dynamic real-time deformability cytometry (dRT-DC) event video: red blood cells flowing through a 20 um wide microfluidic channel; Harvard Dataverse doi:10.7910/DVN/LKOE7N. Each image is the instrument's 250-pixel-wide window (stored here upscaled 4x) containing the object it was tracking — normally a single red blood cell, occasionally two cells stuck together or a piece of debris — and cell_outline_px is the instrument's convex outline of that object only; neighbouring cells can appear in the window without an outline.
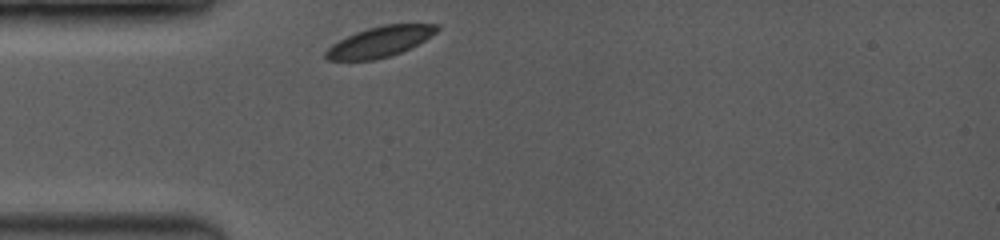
{"species": "common noctule bat (a hibernating species)", "species_latin": "Nyctalus noctula", "temperature_condition": "room temperature", "stored_images_in_passage": 34, "camera_frame_rate_fps": 3500, "um_per_image_px": 0.085, "animal": {"sex": "female", "body_mass_g": 19.0, "forearm_length_mm": 53.3}, "frame": {"image": 1, "passage_image": 1, "time_ms": 0.0, "image_size_px": [1000, 240], "cell_outline_px": [[440, 28], [436, 32], [424, 40], [400, 52], [388, 56], [372, 60], [328, 60], [324, 56], [324, 52], [332, 44], [356, 32], [368, 28], [384, 24], [440, 24]], "centroid_in_image_um": [32.27, 3.54], "position_along_channel_um": 52.7, "area_um2": 19.42}}
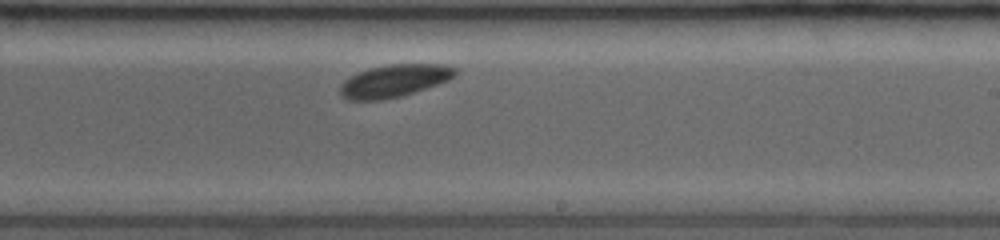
{"frame": {"image": 2, "passage_image": 20, "time_ms": 5.429, "image_size_px": [1000, 240], "cell_outline_px": [[460, 72], [448, 80], [400, 96], [384, 100], [348, 100], [340, 92], [340, 84], [344, 80], [368, 68], [388, 64], [444, 64], [456, 68]], "centroid_in_image_um": [33.52, 6.85], "position_along_channel_um": 255.5, "area_um2": 21.62}}
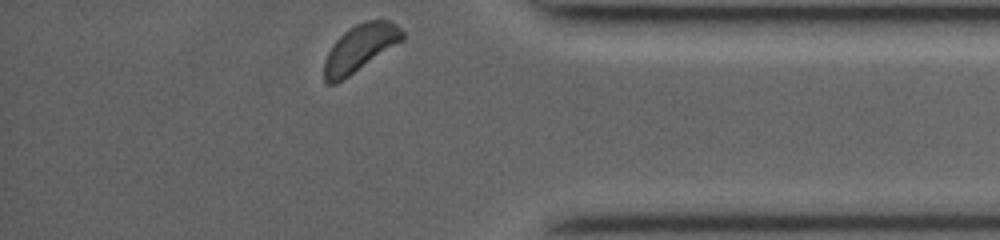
{"frame": {"image": 3, "passage_image": 34, "time_ms": 9.429, "image_size_px": [1000, 240], "cell_outline_px": [[404, 40], [336, 84], [328, 84], [324, 80], [324, 60], [332, 44], [348, 28], [356, 24], [368, 20], [392, 20], [404, 32]], "centroid_in_image_um": [30.6, 4.07], "position_along_channel_um": 404.6, "area_um2": 21.39}, "authors_computed_cell_mechanics": {"area_um2": 21.1259, "velocity_mm_per_s": 3.8981, "shape_relaxation_time_tau1_ms": 0.492, "shape_relaxation_time_tau2_ms": null, "deformation_change_tau1": 0.0325, "deformation_change_tau2": null}}